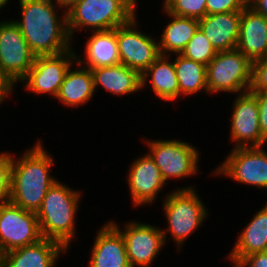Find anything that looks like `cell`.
Wrapping results in <instances>:
<instances>
[{"label": "cell", "instance_id": "6da1fadb", "mask_svg": "<svg viewBox=\"0 0 267 267\" xmlns=\"http://www.w3.org/2000/svg\"><path fill=\"white\" fill-rule=\"evenodd\" d=\"M21 20H14L31 51L36 55H56L71 49L67 11L58 15L51 0H19ZM57 9V10H56Z\"/></svg>", "mask_w": 267, "mask_h": 267}, {"label": "cell", "instance_id": "7a4b0ae2", "mask_svg": "<svg viewBox=\"0 0 267 267\" xmlns=\"http://www.w3.org/2000/svg\"><path fill=\"white\" fill-rule=\"evenodd\" d=\"M41 140L19 159L13 156L10 181V202L37 213L49 188L57 181L50 175L54 160Z\"/></svg>", "mask_w": 267, "mask_h": 267}, {"label": "cell", "instance_id": "3957f363", "mask_svg": "<svg viewBox=\"0 0 267 267\" xmlns=\"http://www.w3.org/2000/svg\"><path fill=\"white\" fill-rule=\"evenodd\" d=\"M81 192L56 181L36 213L42 237L60 243L66 250L75 237V216Z\"/></svg>", "mask_w": 267, "mask_h": 267}, {"label": "cell", "instance_id": "277c9868", "mask_svg": "<svg viewBox=\"0 0 267 267\" xmlns=\"http://www.w3.org/2000/svg\"><path fill=\"white\" fill-rule=\"evenodd\" d=\"M136 0H81L67 10V28L106 31L128 23L135 15ZM85 27V28H84ZM76 29V30H75Z\"/></svg>", "mask_w": 267, "mask_h": 267}, {"label": "cell", "instance_id": "5b68a950", "mask_svg": "<svg viewBox=\"0 0 267 267\" xmlns=\"http://www.w3.org/2000/svg\"><path fill=\"white\" fill-rule=\"evenodd\" d=\"M165 197L163 210L169 226L168 230H161L164 241L166 243L167 234L170 233L177 246L182 247L190 234L201 227L207 218L206 206L192 186L172 190Z\"/></svg>", "mask_w": 267, "mask_h": 267}, {"label": "cell", "instance_id": "8992f818", "mask_svg": "<svg viewBox=\"0 0 267 267\" xmlns=\"http://www.w3.org/2000/svg\"><path fill=\"white\" fill-rule=\"evenodd\" d=\"M253 62L237 48L217 52L207 65L209 94L228 92L241 94L250 91Z\"/></svg>", "mask_w": 267, "mask_h": 267}, {"label": "cell", "instance_id": "52a82bcc", "mask_svg": "<svg viewBox=\"0 0 267 267\" xmlns=\"http://www.w3.org/2000/svg\"><path fill=\"white\" fill-rule=\"evenodd\" d=\"M148 154L159 168L164 181L194 176L199 171V151L181 140H150Z\"/></svg>", "mask_w": 267, "mask_h": 267}, {"label": "cell", "instance_id": "ba28073f", "mask_svg": "<svg viewBox=\"0 0 267 267\" xmlns=\"http://www.w3.org/2000/svg\"><path fill=\"white\" fill-rule=\"evenodd\" d=\"M35 58L14 20L0 21V71L13 86L28 74Z\"/></svg>", "mask_w": 267, "mask_h": 267}, {"label": "cell", "instance_id": "9c48e42d", "mask_svg": "<svg viewBox=\"0 0 267 267\" xmlns=\"http://www.w3.org/2000/svg\"><path fill=\"white\" fill-rule=\"evenodd\" d=\"M42 238L35 212L24 210L12 202L0 205V249L3 254Z\"/></svg>", "mask_w": 267, "mask_h": 267}, {"label": "cell", "instance_id": "30bf717a", "mask_svg": "<svg viewBox=\"0 0 267 267\" xmlns=\"http://www.w3.org/2000/svg\"><path fill=\"white\" fill-rule=\"evenodd\" d=\"M213 171L235 182L267 189V152L261 147L233 148ZM223 174V175H222Z\"/></svg>", "mask_w": 267, "mask_h": 267}, {"label": "cell", "instance_id": "8fae6325", "mask_svg": "<svg viewBox=\"0 0 267 267\" xmlns=\"http://www.w3.org/2000/svg\"><path fill=\"white\" fill-rule=\"evenodd\" d=\"M72 50L56 55L36 56L33 66L20 82H24L26 90L31 93L56 97L67 70L77 60V55Z\"/></svg>", "mask_w": 267, "mask_h": 267}, {"label": "cell", "instance_id": "7c38bea8", "mask_svg": "<svg viewBox=\"0 0 267 267\" xmlns=\"http://www.w3.org/2000/svg\"><path fill=\"white\" fill-rule=\"evenodd\" d=\"M136 15L117 27L120 63L141 75L160 56L159 41L137 29Z\"/></svg>", "mask_w": 267, "mask_h": 267}, {"label": "cell", "instance_id": "4fadbf2b", "mask_svg": "<svg viewBox=\"0 0 267 267\" xmlns=\"http://www.w3.org/2000/svg\"><path fill=\"white\" fill-rule=\"evenodd\" d=\"M110 222L123 236L130 266H151L165 244L161 229L147 223L134 221L128 222L122 230L117 222H113V220Z\"/></svg>", "mask_w": 267, "mask_h": 267}, {"label": "cell", "instance_id": "5bb4252c", "mask_svg": "<svg viewBox=\"0 0 267 267\" xmlns=\"http://www.w3.org/2000/svg\"><path fill=\"white\" fill-rule=\"evenodd\" d=\"M230 139L233 148L261 147L267 144L259 124V108L256 96L251 92L238 94L233 103Z\"/></svg>", "mask_w": 267, "mask_h": 267}, {"label": "cell", "instance_id": "9a60e30c", "mask_svg": "<svg viewBox=\"0 0 267 267\" xmlns=\"http://www.w3.org/2000/svg\"><path fill=\"white\" fill-rule=\"evenodd\" d=\"M127 179L133 205L140 207L155 201L166 185L159 168L148 153L134 160Z\"/></svg>", "mask_w": 267, "mask_h": 267}, {"label": "cell", "instance_id": "2e32d148", "mask_svg": "<svg viewBox=\"0 0 267 267\" xmlns=\"http://www.w3.org/2000/svg\"><path fill=\"white\" fill-rule=\"evenodd\" d=\"M237 49L252 62L267 56V18L248 5L241 11Z\"/></svg>", "mask_w": 267, "mask_h": 267}, {"label": "cell", "instance_id": "e0dca14e", "mask_svg": "<svg viewBox=\"0 0 267 267\" xmlns=\"http://www.w3.org/2000/svg\"><path fill=\"white\" fill-rule=\"evenodd\" d=\"M89 267H131L121 232L107 222L97 232Z\"/></svg>", "mask_w": 267, "mask_h": 267}, {"label": "cell", "instance_id": "ac0fdd59", "mask_svg": "<svg viewBox=\"0 0 267 267\" xmlns=\"http://www.w3.org/2000/svg\"><path fill=\"white\" fill-rule=\"evenodd\" d=\"M67 250L58 242L42 238L38 242L3 254L1 267H55Z\"/></svg>", "mask_w": 267, "mask_h": 267}, {"label": "cell", "instance_id": "d6986e66", "mask_svg": "<svg viewBox=\"0 0 267 267\" xmlns=\"http://www.w3.org/2000/svg\"><path fill=\"white\" fill-rule=\"evenodd\" d=\"M241 11L206 14L199 19V28L217 52L237 48Z\"/></svg>", "mask_w": 267, "mask_h": 267}, {"label": "cell", "instance_id": "ffe728a7", "mask_svg": "<svg viewBox=\"0 0 267 267\" xmlns=\"http://www.w3.org/2000/svg\"><path fill=\"white\" fill-rule=\"evenodd\" d=\"M85 44V57L83 60L77 56L79 64H85L84 67L95 69L120 64L117 43V27L106 31H93L90 37H87Z\"/></svg>", "mask_w": 267, "mask_h": 267}, {"label": "cell", "instance_id": "44dd1931", "mask_svg": "<svg viewBox=\"0 0 267 267\" xmlns=\"http://www.w3.org/2000/svg\"><path fill=\"white\" fill-rule=\"evenodd\" d=\"M94 89L98 86L114 95H129L142 90V76L134 69L123 64L90 69Z\"/></svg>", "mask_w": 267, "mask_h": 267}, {"label": "cell", "instance_id": "7402d4cb", "mask_svg": "<svg viewBox=\"0 0 267 267\" xmlns=\"http://www.w3.org/2000/svg\"><path fill=\"white\" fill-rule=\"evenodd\" d=\"M228 259L235 266L243 257L267 251V203L238 235Z\"/></svg>", "mask_w": 267, "mask_h": 267}, {"label": "cell", "instance_id": "603a6c76", "mask_svg": "<svg viewBox=\"0 0 267 267\" xmlns=\"http://www.w3.org/2000/svg\"><path fill=\"white\" fill-rule=\"evenodd\" d=\"M80 65L78 69L67 70L63 83L61 84L55 99L62 102L67 107H79L86 104L94 96L93 75L89 68ZM83 65V67H81ZM82 68V69H81Z\"/></svg>", "mask_w": 267, "mask_h": 267}, {"label": "cell", "instance_id": "cb8c5ba5", "mask_svg": "<svg viewBox=\"0 0 267 267\" xmlns=\"http://www.w3.org/2000/svg\"><path fill=\"white\" fill-rule=\"evenodd\" d=\"M169 57L160 55L141 75L142 89L147 85L150 76L154 94L163 101H174L179 98V83L174 62H170Z\"/></svg>", "mask_w": 267, "mask_h": 267}, {"label": "cell", "instance_id": "d4e9b609", "mask_svg": "<svg viewBox=\"0 0 267 267\" xmlns=\"http://www.w3.org/2000/svg\"><path fill=\"white\" fill-rule=\"evenodd\" d=\"M163 10L170 16L171 22L163 29L160 42H158L160 55L181 54L199 28V21L194 18L175 16L164 8Z\"/></svg>", "mask_w": 267, "mask_h": 267}, {"label": "cell", "instance_id": "484cf974", "mask_svg": "<svg viewBox=\"0 0 267 267\" xmlns=\"http://www.w3.org/2000/svg\"><path fill=\"white\" fill-rule=\"evenodd\" d=\"M174 67L179 83V97L188 96L200 91L208 94L207 66L176 54Z\"/></svg>", "mask_w": 267, "mask_h": 267}, {"label": "cell", "instance_id": "4316f807", "mask_svg": "<svg viewBox=\"0 0 267 267\" xmlns=\"http://www.w3.org/2000/svg\"><path fill=\"white\" fill-rule=\"evenodd\" d=\"M217 51L213 48L206 35L197 29L196 33L187 43L185 49L181 52L185 58L201 63L205 66L216 56Z\"/></svg>", "mask_w": 267, "mask_h": 267}, {"label": "cell", "instance_id": "83f0119b", "mask_svg": "<svg viewBox=\"0 0 267 267\" xmlns=\"http://www.w3.org/2000/svg\"><path fill=\"white\" fill-rule=\"evenodd\" d=\"M163 8L172 15L201 19L207 14L206 0H164Z\"/></svg>", "mask_w": 267, "mask_h": 267}, {"label": "cell", "instance_id": "f1b7e54d", "mask_svg": "<svg viewBox=\"0 0 267 267\" xmlns=\"http://www.w3.org/2000/svg\"><path fill=\"white\" fill-rule=\"evenodd\" d=\"M13 155L0 153V205L10 202V181Z\"/></svg>", "mask_w": 267, "mask_h": 267}, {"label": "cell", "instance_id": "f546056e", "mask_svg": "<svg viewBox=\"0 0 267 267\" xmlns=\"http://www.w3.org/2000/svg\"><path fill=\"white\" fill-rule=\"evenodd\" d=\"M248 0H206L207 14L242 11Z\"/></svg>", "mask_w": 267, "mask_h": 267}, {"label": "cell", "instance_id": "4dcf8cb0", "mask_svg": "<svg viewBox=\"0 0 267 267\" xmlns=\"http://www.w3.org/2000/svg\"><path fill=\"white\" fill-rule=\"evenodd\" d=\"M250 91H267V56L253 62Z\"/></svg>", "mask_w": 267, "mask_h": 267}, {"label": "cell", "instance_id": "1f68e13d", "mask_svg": "<svg viewBox=\"0 0 267 267\" xmlns=\"http://www.w3.org/2000/svg\"><path fill=\"white\" fill-rule=\"evenodd\" d=\"M257 98L259 124L262 135L267 139V91H251Z\"/></svg>", "mask_w": 267, "mask_h": 267}, {"label": "cell", "instance_id": "d6a6232c", "mask_svg": "<svg viewBox=\"0 0 267 267\" xmlns=\"http://www.w3.org/2000/svg\"><path fill=\"white\" fill-rule=\"evenodd\" d=\"M233 267H267V251L257 252L243 257Z\"/></svg>", "mask_w": 267, "mask_h": 267}, {"label": "cell", "instance_id": "836d02e7", "mask_svg": "<svg viewBox=\"0 0 267 267\" xmlns=\"http://www.w3.org/2000/svg\"><path fill=\"white\" fill-rule=\"evenodd\" d=\"M14 91V86L5 78L0 71V101L3 102Z\"/></svg>", "mask_w": 267, "mask_h": 267}, {"label": "cell", "instance_id": "e575fe53", "mask_svg": "<svg viewBox=\"0 0 267 267\" xmlns=\"http://www.w3.org/2000/svg\"><path fill=\"white\" fill-rule=\"evenodd\" d=\"M248 6L267 18V0H248Z\"/></svg>", "mask_w": 267, "mask_h": 267}, {"label": "cell", "instance_id": "d590c367", "mask_svg": "<svg viewBox=\"0 0 267 267\" xmlns=\"http://www.w3.org/2000/svg\"><path fill=\"white\" fill-rule=\"evenodd\" d=\"M52 2L54 0H51ZM78 1H81V0H55V3L56 5L59 6V8L62 7L65 8L63 10L67 11L69 8H71L75 3H77Z\"/></svg>", "mask_w": 267, "mask_h": 267}, {"label": "cell", "instance_id": "8d00e7d4", "mask_svg": "<svg viewBox=\"0 0 267 267\" xmlns=\"http://www.w3.org/2000/svg\"><path fill=\"white\" fill-rule=\"evenodd\" d=\"M9 0H0V10L5 6V4H8Z\"/></svg>", "mask_w": 267, "mask_h": 267}, {"label": "cell", "instance_id": "74e56055", "mask_svg": "<svg viewBox=\"0 0 267 267\" xmlns=\"http://www.w3.org/2000/svg\"><path fill=\"white\" fill-rule=\"evenodd\" d=\"M2 260H3V253H2V251L0 249V267H1V264H2Z\"/></svg>", "mask_w": 267, "mask_h": 267}]
</instances>
